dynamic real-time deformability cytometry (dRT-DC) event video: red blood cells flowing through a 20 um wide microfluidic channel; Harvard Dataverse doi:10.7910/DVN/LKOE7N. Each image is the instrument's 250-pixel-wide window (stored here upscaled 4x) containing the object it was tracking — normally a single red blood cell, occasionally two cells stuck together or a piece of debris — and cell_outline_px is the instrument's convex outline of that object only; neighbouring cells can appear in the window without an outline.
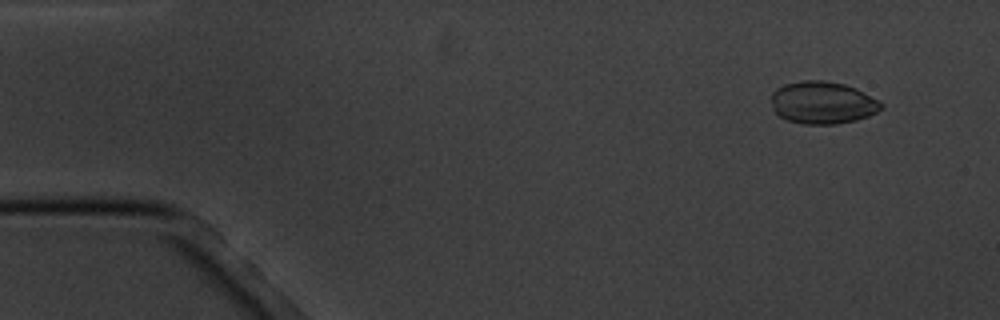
{"species": "common noctule bat (a hibernating species)", "species_latin": "Nyctalus noctula", "temperature_condition": "cold", "stored_images_in_passage": 7, "camera_frame_rate_fps": 3000, "um_per_image_px": 0.085, "animal": {"sex": "male", "body_mass_g": 20.1, "forearm_length_mm": 53.5}, "frame": {"image": 1, "passage_image": 2, "time_ms": 1.333, "image_size_px": [1000, 320], "cell_outline_px": [[884, 108], [868, 116], [856, 120], [836, 124], [804, 124], [788, 120], [780, 116], [772, 108], [772, 92], [776, 88], [784, 84], [800, 80], [824, 80], [844, 84], [856, 88], [884, 104]], "centroid_in_image_um": [69.92, 8.72], "position_along_channel_um": 15.1, "area_um2": 27.22}}
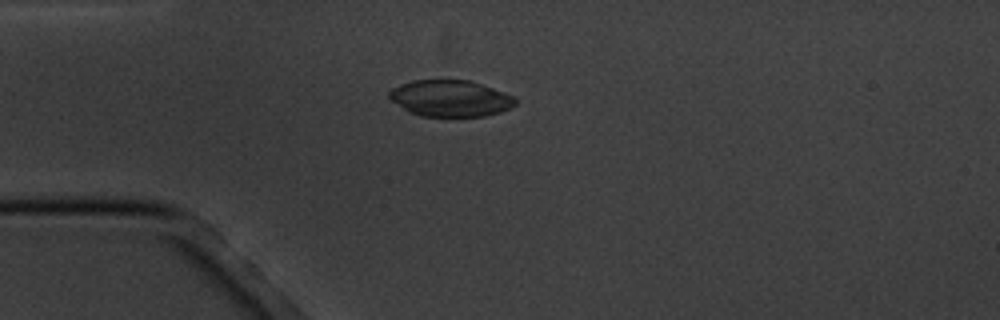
{"frame": {"image": 2, "passage_image": 5, "time_ms": 4.667, "image_size_px": [1000, 320], "cell_outline_px": [[516, 104], [512, 108], [500, 112], [484, 116], [420, 116], [408, 112], [392, 100], [388, 96], [388, 92], [392, 88], [400, 84], [412, 80], [468, 80], [516, 96]], "centroid_in_image_um": [38.29, 8.36], "position_along_channel_um": 46.7, "area_um2": 26.82}}
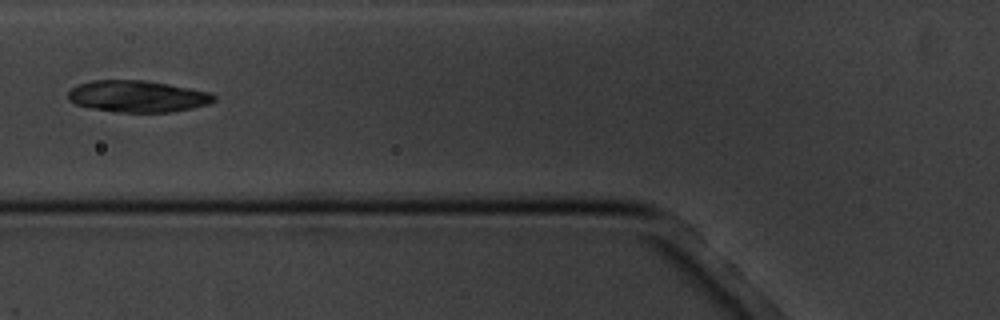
{"frame": {"image": 3, "passage_image": 7, "time_ms": 7.0, "image_size_px": [1000, 320], "cell_outline_px": [[216, 100], [208, 104], [192, 108], [172, 112], [116, 112], [92, 108], [76, 104], [68, 100], [68, 92], [76, 84], [92, 80], [144, 80], [168, 84], [208, 92], [216, 96]], "centroid_in_image_um": [11.66, 8.19], "position_along_channel_um": 114.1, "area_um2": 26.88}}